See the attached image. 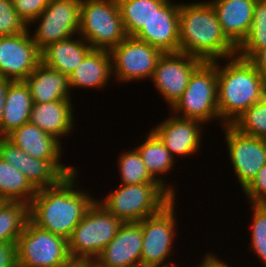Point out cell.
Returning <instances> with one entry per match:
<instances>
[{"label": "cell", "instance_id": "1", "mask_svg": "<svg viewBox=\"0 0 266 267\" xmlns=\"http://www.w3.org/2000/svg\"><path fill=\"white\" fill-rule=\"evenodd\" d=\"M78 172L57 186L39 189L29 204V220L33 224L66 240L96 200L88 191L75 188L79 187Z\"/></svg>", "mask_w": 266, "mask_h": 267}, {"label": "cell", "instance_id": "2", "mask_svg": "<svg viewBox=\"0 0 266 267\" xmlns=\"http://www.w3.org/2000/svg\"><path fill=\"white\" fill-rule=\"evenodd\" d=\"M179 51L212 62L236 55L209 1L180 3Z\"/></svg>", "mask_w": 266, "mask_h": 267}, {"label": "cell", "instance_id": "3", "mask_svg": "<svg viewBox=\"0 0 266 267\" xmlns=\"http://www.w3.org/2000/svg\"><path fill=\"white\" fill-rule=\"evenodd\" d=\"M225 60L223 66L219 64L220 60H216L218 111L220 120L231 125L266 96V76L237 55Z\"/></svg>", "mask_w": 266, "mask_h": 267}, {"label": "cell", "instance_id": "4", "mask_svg": "<svg viewBox=\"0 0 266 267\" xmlns=\"http://www.w3.org/2000/svg\"><path fill=\"white\" fill-rule=\"evenodd\" d=\"M122 224L121 220L95 200L68 240L72 261L93 263L118 233Z\"/></svg>", "mask_w": 266, "mask_h": 267}, {"label": "cell", "instance_id": "5", "mask_svg": "<svg viewBox=\"0 0 266 267\" xmlns=\"http://www.w3.org/2000/svg\"><path fill=\"white\" fill-rule=\"evenodd\" d=\"M173 197L158 183L120 184L117 189L97 200L123 223L140 222L158 213Z\"/></svg>", "mask_w": 266, "mask_h": 267}, {"label": "cell", "instance_id": "6", "mask_svg": "<svg viewBox=\"0 0 266 267\" xmlns=\"http://www.w3.org/2000/svg\"><path fill=\"white\" fill-rule=\"evenodd\" d=\"M79 36L92 49L108 50L116 47L126 37L116 0H82Z\"/></svg>", "mask_w": 266, "mask_h": 267}, {"label": "cell", "instance_id": "7", "mask_svg": "<svg viewBox=\"0 0 266 267\" xmlns=\"http://www.w3.org/2000/svg\"><path fill=\"white\" fill-rule=\"evenodd\" d=\"M173 109V110H172ZM173 115L196 119L204 124L210 120L225 125L219 116L216 61L203 62L191 75L181 98L171 108Z\"/></svg>", "mask_w": 266, "mask_h": 267}, {"label": "cell", "instance_id": "8", "mask_svg": "<svg viewBox=\"0 0 266 267\" xmlns=\"http://www.w3.org/2000/svg\"><path fill=\"white\" fill-rule=\"evenodd\" d=\"M17 264L22 267H68L73 261L68 240L37 227L30 220L16 243Z\"/></svg>", "mask_w": 266, "mask_h": 267}, {"label": "cell", "instance_id": "9", "mask_svg": "<svg viewBox=\"0 0 266 267\" xmlns=\"http://www.w3.org/2000/svg\"><path fill=\"white\" fill-rule=\"evenodd\" d=\"M175 199L173 198L158 213L139 222L143 233L141 267L171 263L168 259L173 252V242L177 232L175 230L178 227L176 223L178 220L175 219L177 218L175 217Z\"/></svg>", "mask_w": 266, "mask_h": 267}, {"label": "cell", "instance_id": "10", "mask_svg": "<svg viewBox=\"0 0 266 267\" xmlns=\"http://www.w3.org/2000/svg\"><path fill=\"white\" fill-rule=\"evenodd\" d=\"M112 74L118 82L151 79L163 52L154 46L127 36L110 50Z\"/></svg>", "mask_w": 266, "mask_h": 267}, {"label": "cell", "instance_id": "11", "mask_svg": "<svg viewBox=\"0 0 266 267\" xmlns=\"http://www.w3.org/2000/svg\"><path fill=\"white\" fill-rule=\"evenodd\" d=\"M82 0H50L45 10L33 20L39 22L31 35L40 51L49 44L79 34Z\"/></svg>", "mask_w": 266, "mask_h": 267}, {"label": "cell", "instance_id": "12", "mask_svg": "<svg viewBox=\"0 0 266 267\" xmlns=\"http://www.w3.org/2000/svg\"><path fill=\"white\" fill-rule=\"evenodd\" d=\"M0 156L24 174L37 190L57 186L77 170L76 167L62 164L60 160L31 157L6 137H0Z\"/></svg>", "mask_w": 266, "mask_h": 267}, {"label": "cell", "instance_id": "13", "mask_svg": "<svg viewBox=\"0 0 266 267\" xmlns=\"http://www.w3.org/2000/svg\"><path fill=\"white\" fill-rule=\"evenodd\" d=\"M222 128L229 161L243 191L266 163V139L242 134L231 125Z\"/></svg>", "mask_w": 266, "mask_h": 267}, {"label": "cell", "instance_id": "14", "mask_svg": "<svg viewBox=\"0 0 266 267\" xmlns=\"http://www.w3.org/2000/svg\"><path fill=\"white\" fill-rule=\"evenodd\" d=\"M203 62L180 51L163 53L160 57L150 80L170 108L181 98L191 75Z\"/></svg>", "mask_w": 266, "mask_h": 267}, {"label": "cell", "instance_id": "15", "mask_svg": "<svg viewBox=\"0 0 266 267\" xmlns=\"http://www.w3.org/2000/svg\"><path fill=\"white\" fill-rule=\"evenodd\" d=\"M41 62V51L29 28L15 35L0 37V77L24 81Z\"/></svg>", "mask_w": 266, "mask_h": 267}, {"label": "cell", "instance_id": "16", "mask_svg": "<svg viewBox=\"0 0 266 267\" xmlns=\"http://www.w3.org/2000/svg\"><path fill=\"white\" fill-rule=\"evenodd\" d=\"M143 233L139 222L123 223L89 267H141Z\"/></svg>", "mask_w": 266, "mask_h": 267}, {"label": "cell", "instance_id": "17", "mask_svg": "<svg viewBox=\"0 0 266 267\" xmlns=\"http://www.w3.org/2000/svg\"><path fill=\"white\" fill-rule=\"evenodd\" d=\"M203 125L205 124L199 120L173 116L172 113V116L170 115L169 118L162 123L160 122L151 130L159 137L175 159L176 155L183 158V156H189L198 153V150L200 151Z\"/></svg>", "mask_w": 266, "mask_h": 267}, {"label": "cell", "instance_id": "18", "mask_svg": "<svg viewBox=\"0 0 266 267\" xmlns=\"http://www.w3.org/2000/svg\"><path fill=\"white\" fill-rule=\"evenodd\" d=\"M179 3L168 0L134 36L163 53L179 52Z\"/></svg>", "mask_w": 266, "mask_h": 267}, {"label": "cell", "instance_id": "19", "mask_svg": "<svg viewBox=\"0 0 266 267\" xmlns=\"http://www.w3.org/2000/svg\"><path fill=\"white\" fill-rule=\"evenodd\" d=\"M257 0H209L226 37L238 47L247 37Z\"/></svg>", "mask_w": 266, "mask_h": 267}, {"label": "cell", "instance_id": "20", "mask_svg": "<svg viewBox=\"0 0 266 267\" xmlns=\"http://www.w3.org/2000/svg\"><path fill=\"white\" fill-rule=\"evenodd\" d=\"M73 110L72 100L33 103L29 122L60 141L61 138L73 133Z\"/></svg>", "mask_w": 266, "mask_h": 267}, {"label": "cell", "instance_id": "21", "mask_svg": "<svg viewBox=\"0 0 266 267\" xmlns=\"http://www.w3.org/2000/svg\"><path fill=\"white\" fill-rule=\"evenodd\" d=\"M24 81L29 86L33 103L72 99L68 76L42 62Z\"/></svg>", "mask_w": 266, "mask_h": 267}, {"label": "cell", "instance_id": "22", "mask_svg": "<svg viewBox=\"0 0 266 267\" xmlns=\"http://www.w3.org/2000/svg\"><path fill=\"white\" fill-rule=\"evenodd\" d=\"M112 76L110 51L92 49L68 77L70 90L80 87L101 89L108 85Z\"/></svg>", "mask_w": 266, "mask_h": 267}, {"label": "cell", "instance_id": "23", "mask_svg": "<svg viewBox=\"0 0 266 267\" xmlns=\"http://www.w3.org/2000/svg\"><path fill=\"white\" fill-rule=\"evenodd\" d=\"M6 138L31 157L43 160H61L62 144L31 122L14 129Z\"/></svg>", "mask_w": 266, "mask_h": 267}, {"label": "cell", "instance_id": "24", "mask_svg": "<svg viewBox=\"0 0 266 267\" xmlns=\"http://www.w3.org/2000/svg\"><path fill=\"white\" fill-rule=\"evenodd\" d=\"M73 38L49 44L41 51V62L69 77L92 50V47L81 36L76 37V40Z\"/></svg>", "mask_w": 266, "mask_h": 267}, {"label": "cell", "instance_id": "25", "mask_svg": "<svg viewBox=\"0 0 266 267\" xmlns=\"http://www.w3.org/2000/svg\"><path fill=\"white\" fill-rule=\"evenodd\" d=\"M33 101L25 81H12L5 97L1 123V137L29 122Z\"/></svg>", "mask_w": 266, "mask_h": 267}, {"label": "cell", "instance_id": "26", "mask_svg": "<svg viewBox=\"0 0 266 267\" xmlns=\"http://www.w3.org/2000/svg\"><path fill=\"white\" fill-rule=\"evenodd\" d=\"M145 139V142H141L135 149L139 152L150 176L175 198V188L170 184L167 185L166 180L162 179L165 174L173 170L175 159L152 130Z\"/></svg>", "mask_w": 266, "mask_h": 267}, {"label": "cell", "instance_id": "27", "mask_svg": "<svg viewBox=\"0 0 266 267\" xmlns=\"http://www.w3.org/2000/svg\"><path fill=\"white\" fill-rule=\"evenodd\" d=\"M37 191L24 174L0 156V201L29 205Z\"/></svg>", "mask_w": 266, "mask_h": 267}, {"label": "cell", "instance_id": "28", "mask_svg": "<svg viewBox=\"0 0 266 267\" xmlns=\"http://www.w3.org/2000/svg\"><path fill=\"white\" fill-rule=\"evenodd\" d=\"M127 36H135L168 0H116Z\"/></svg>", "mask_w": 266, "mask_h": 267}, {"label": "cell", "instance_id": "29", "mask_svg": "<svg viewBox=\"0 0 266 267\" xmlns=\"http://www.w3.org/2000/svg\"><path fill=\"white\" fill-rule=\"evenodd\" d=\"M28 220L29 205L0 201V243H17Z\"/></svg>", "mask_w": 266, "mask_h": 267}, {"label": "cell", "instance_id": "30", "mask_svg": "<svg viewBox=\"0 0 266 267\" xmlns=\"http://www.w3.org/2000/svg\"><path fill=\"white\" fill-rule=\"evenodd\" d=\"M266 46V0H257L247 37L237 47L236 55L248 60Z\"/></svg>", "mask_w": 266, "mask_h": 267}, {"label": "cell", "instance_id": "31", "mask_svg": "<svg viewBox=\"0 0 266 267\" xmlns=\"http://www.w3.org/2000/svg\"><path fill=\"white\" fill-rule=\"evenodd\" d=\"M231 126L242 134L266 139V96L244 111Z\"/></svg>", "mask_w": 266, "mask_h": 267}, {"label": "cell", "instance_id": "32", "mask_svg": "<svg viewBox=\"0 0 266 267\" xmlns=\"http://www.w3.org/2000/svg\"><path fill=\"white\" fill-rule=\"evenodd\" d=\"M122 185L157 183L149 174L139 152L134 148L121 153L118 165Z\"/></svg>", "mask_w": 266, "mask_h": 267}, {"label": "cell", "instance_id": "33", "mask_svg": "<svg viewBox=\"0 0 266 267\" xmlns=\"http://www.w3.org/2000/svg\"><path fill=\"white\" fill-rule=\"evenodd\" d=\"M251 210L253 218L250 248L266 266V204H252Z\"/></svg>", "mask_w": 266, "mask_h": 267}, {"label": "cell", "instance_id": "34", "mask_svg": "<svg viewBox=\"0 0 266 267\" xmlns=\"http://www.w3.org/2000/svg\"><path fill=\"white\" fill-rule=\"evenodd\" d=\"M28 26L16 12L12 0H0V37L20 34Z\"/></svg>", "mask_w": 266, "mask_h": 267}, {"label": "cell", "instance_id": "35", "mask_svg": "<svg viewBox=\"0 0 266 267\" xmlns=\"http://www.w3.org/2000/svg\"><path fill=\"white\" fill-rule=\"evenodd\" d=\"M13 6L28 26L32 27L31 24L35 18H37L46 8L50 0H12ZM31 23V24H30ZM30 25V26H29Z\"/></svg>", "mask_w": 266, "mask_h": 267}, {"label": "cell", "instance_id": "36", "mask_svg": "<svg viewBox=\"0 0 266 267\" xmlns=\"http://www.w3.org/2000/svg\"><path fill=\"white\" fill-rule=\"evenodd\" d=\"M243 192L251 204H266V163Z\"/></svg>", "mask_w": 266, "mask_h": 267}, {"label": "cell", "instance_id": "37", "mask_svg": "<svg viewBox=\"0 0 266 267\" xmlns=\"http://www.w3.org/2000/svg\"><path fill=\"white\" fill-rule=\"evenodd\" d=\"M17 264L16 243H0V267H14Z\"/></svg>", "mask_w": 266, "mask_h": 267}, {"label": "cell", "instance_id": "38", "mask_svg": "<svg viewBox=\"0 0 266 267\" xmlns=\"http://www.w3.org/2000/svg\"><path fill=\"white\" fill-rule=\"evenodd\" d=\"M248 61L259 73L266 76V46L256 51Z\"/></svg>", "mask_w": 266, "mask_h": 267}, {"label": "cell", "instance_id": "39", "mask_svg": "<svg viewBox=\"0 0 266 267\" xmlns=\"http://www.w3.org/2000/svg\"><path fill=\"white\" fill-rule=\"evenodd\" d=\"M201 264H199L197 267H231L232 265H228L225 263V260L222 261L220 258L218 259L214 253H207L203 256ZM233 267V266H232Z\"/></svg>", "mask_w": 266, "mask_h": 267}, {"label": "cell", "instance_id": "40", "mask_svg": "<svg viewBox=\"0 0 266 267\" xmlns=\"http://www.w3.org/2000/svg\"><path fill=\"white\" fill-rule=\"evenodd\" d=\"M12 80L0 77V137H1V123L3 117V109L5 105V97L7 93V88Z\"/></svg>", "mask_w": 266, "mask_h": 267}, {"label": "cell", "instance_id": "41", "mask_svg": "<svg viewBox=\"0 0 266 267\" xmlns=\"http://www.w3.org/2000/svg\"><path fill=\"white\" fill-rule=\"evenodd\" d=\"M68 267H89V264L87 263H77V262H73L70 266Z\"/></svg>", "mask_w": 266, "mask_h": 267}, {"label": "cell", "instance_id": "42", "mask_svg": "<svg viewBox=\"0 0 266 267\" xmlns=\"http://www.w3.org/2000/svg\"><path fill=\"white\" fill-rule=\"evenodd\" d=\"M154 267H177V266L175 264L169 263V264L154 266Z\"/></svg>", "mask_w": 266, "mask_h": 267}]
</instances>
